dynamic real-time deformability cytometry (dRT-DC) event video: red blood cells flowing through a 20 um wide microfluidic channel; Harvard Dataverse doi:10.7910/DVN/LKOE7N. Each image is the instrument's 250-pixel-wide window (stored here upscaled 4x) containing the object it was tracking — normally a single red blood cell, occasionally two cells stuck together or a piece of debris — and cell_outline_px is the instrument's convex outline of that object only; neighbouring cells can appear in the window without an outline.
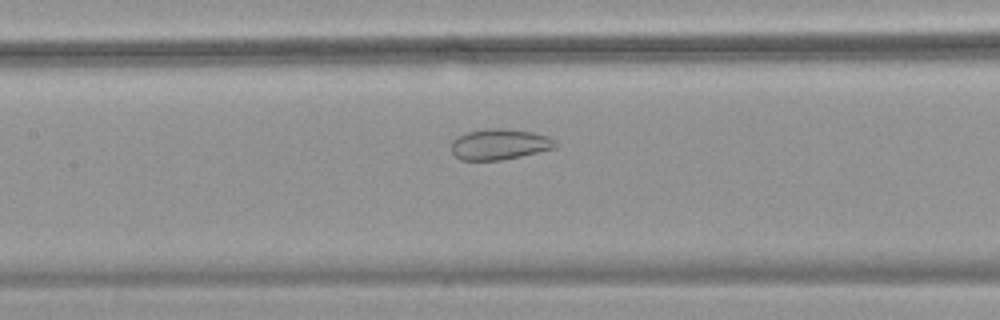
{"species": "common noctule bat (a hibernating species)", "species_latin": "Nyctalus noctula", "temperature_condition": "warm", "stored_images_in_passage": 55, "camera_frame_rate_fps": 3000, "um_per_image_px": 0.085, "animal": {"sex": "female", "body_mass_g": 18.4}, "frame": {"image": 1, "passage_image": 27, "time_ms": 8.667, "image_size_px": [1000, 320], "cell_outline_px": [[556, 148], [520, 156], [500, 160], [460, 160], [452, 152], [452, 140], [468, 132], [484, 128], [504, 128], [532, 132], [548, 136], [556, 140]], "centroid_in_image_um": [42.47, 12.26], "position_along_channel_um": 164.9, "area_um2": 18.61}}
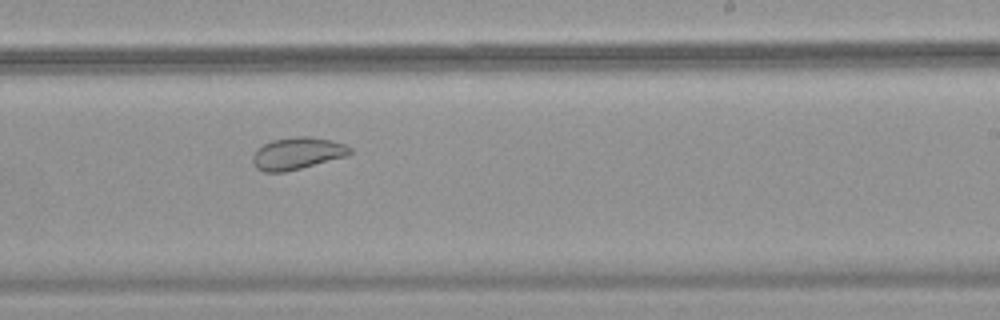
{"frame": {"image": 2, "passage_image": 35, "time_ms": 11.333, "image_size_px": [1000, 320], "cell_outline_px": [[352, 152], [348, 156], [284, 172], [264, 172], [256, 168], [252, 160], [252, 156], [264, 144], [272, 140], [296, 136], [308, 136], [332, 140], [344, 144], [352, 148]], "centroid_in_image_um": [25.3, 13.03], "position_along_channel_um": 263.7, "area_um2": 18.09}}
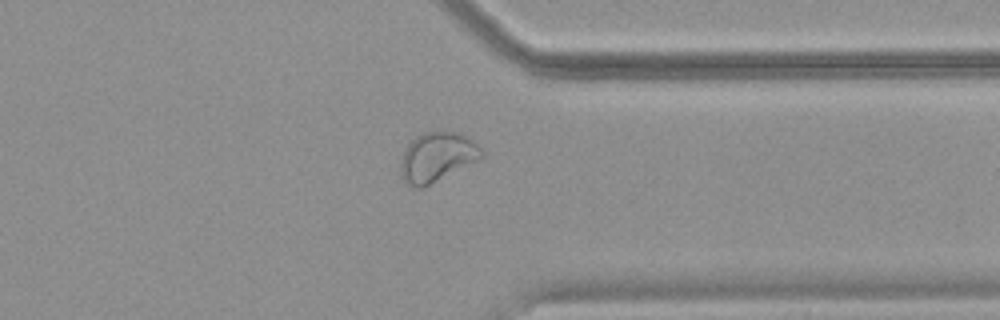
{"frame": {"image": 3, "passage_image": 44, "time_ms": 14.333, "image_size_px": [1000, 320], "cell_outline_px": [[484, 156], [480, 160], [420, 188], [416, 188], [408, 184], [400, 176], [400, 160], [408, 144], [416, 136], [424, 132], [460, 132], [472, 140], [484, 152]], "centroid_in_image_um": [37.15, 13.34], "position_along_channel_um": 374.3, "area_um2": 23.18}, "authors_computed_cell_mechanics": {"area_um2": 26.0678, "velocity_mm_per_s": 3.7265, "shape_relaxation_time_tau1_ms": null, "shape_relaxation_time_tau2_ms": 1.4146, "deformation_change_tau1": null, "deformation_change_tau2": 0.0667}}